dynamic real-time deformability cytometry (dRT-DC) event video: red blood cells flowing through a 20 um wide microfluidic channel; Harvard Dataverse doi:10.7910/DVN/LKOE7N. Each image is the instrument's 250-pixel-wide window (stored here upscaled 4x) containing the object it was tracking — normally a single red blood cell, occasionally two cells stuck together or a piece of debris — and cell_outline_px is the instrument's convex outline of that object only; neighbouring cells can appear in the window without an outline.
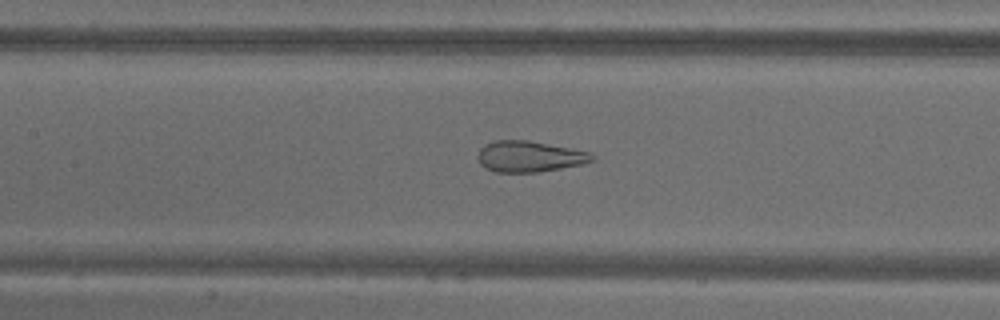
{"species": "common noctule bat (a hibernating species)", "species_latin": "Nyctalus noctula", "temperature_condition": "warm", "stored_images_in_passage": 60, "camera_frame_rate_fps": 3000, "um_per_image_px": 0.085, "animal": {"sex": "male", "body_mass_g": 18.8}, "frame": {"image": 1, "passage_image": 22, "time_ms": 7.0, "image_size_px": [1000, 320], "cell_outline_px": [[596, 156], [592, 160], [580, 164], [560, 168], [536, 172], [496, 172], [484, 168], [480, 164], [476, 156], [480, 148], [484, 144], [492, 140], [528, 140], [588, 152]], "centroid_in_image_um": [44.9, 13.29], "position_along_channel_um": 162.5, "area_um2": 20.52}}
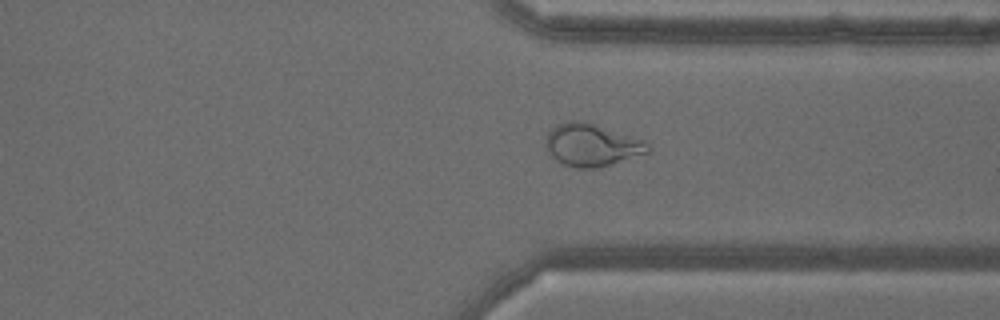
{"frame": {"image": 2, "passage_image": 43, "time_ms": 14.0, "image_size_px": [1000, 320], "cell_outline_px": [[652, 148], [648, 152], [600, 168], [572, 168], [556, 160], [548, 152], [544, 144], [548, 132], [556, 124], [568, 120], [580, 120], [644, 140]], "centroid_in_image_um": [50.26, 12.33], "position_along_channel_um": 361.1, "area_um2": 25.26}}
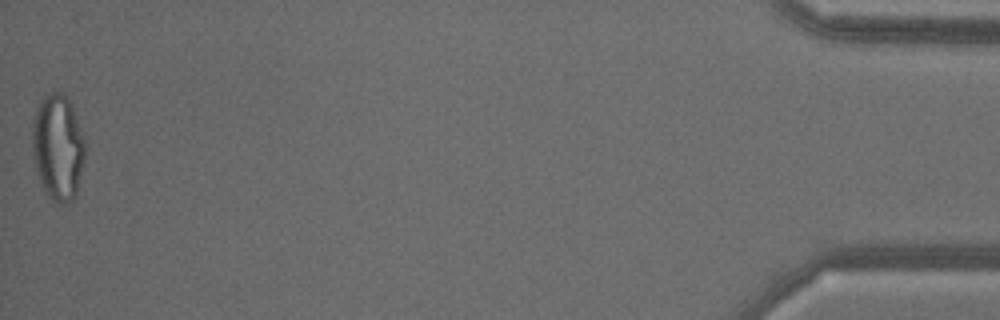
{"frame": {"image": 3, "passage_image": 60, "time_ms": 19.667, "image_size_px": [1000, 320], "cell_outline_px": [[88, 148], [76, 196], [68, 204], [56, 204], [44, 192], [36, 172], [32, 144], [32, 128], [36, 108], [40, 100], [44, 96], [52, 92], [64, 92], [72, 104], [84, 136]], "centroid_in_image_um": [4.96, 12.54], "position_along_channel_um": 430.2, "area_um2": 33.58}}